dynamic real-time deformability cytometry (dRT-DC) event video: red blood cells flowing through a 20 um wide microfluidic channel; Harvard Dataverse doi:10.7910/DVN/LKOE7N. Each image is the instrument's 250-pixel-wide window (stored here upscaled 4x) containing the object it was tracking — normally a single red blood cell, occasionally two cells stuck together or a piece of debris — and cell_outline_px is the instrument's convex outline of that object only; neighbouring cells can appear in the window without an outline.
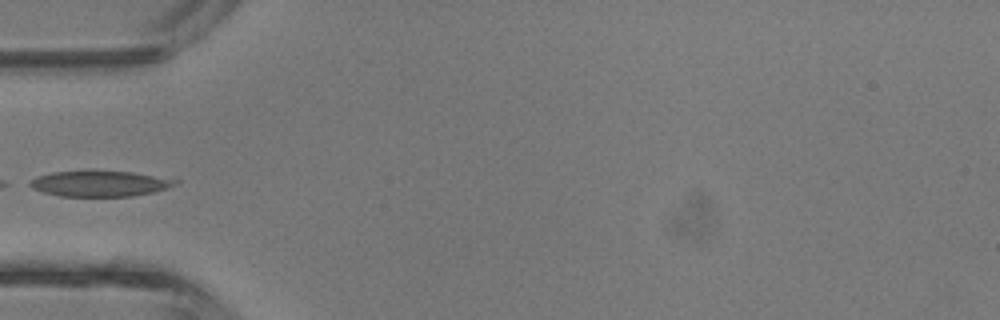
{"species": "common noctule bat (a hibernating species)", "species_latin": "Nyctalus noctula", "temperature_condition": "room temperature", "stored_images_in_passage": 23, "camera_frame_rate_fps": 3000, "um_per_image_px": 0.085, "animal": {"sex": "male", "body_mass_g": 13.3}, "frame": {"image": 1, "passage_image": 1, "time_ms": 0.0, "image_size_px": [1000, 320], "cell_outline_px": [[180, 184], [168, 188], [152, 192], [132, 196], [60, 196], [44, 192], [32, 188], [24, 184], [36, 176], [52, 172], [92, 168], [132, 172], [180, 180]], "centroid_in_image_um": [8.44, 15.56], "position_along_channel_um": 76.6, "area_um2": 22.72}}
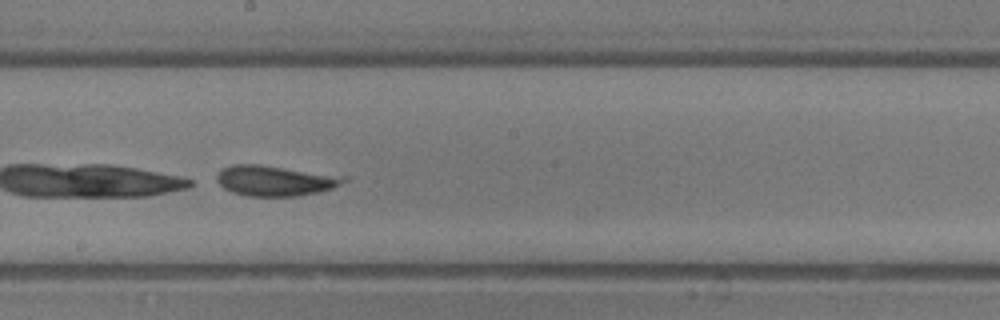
{"frame": {"image": 2, "passage_image": 10, "time_ms": 3.0, "image_size_px": [1000, 320], "cell_outline_px": [[348, 180], [332, 188], [320, 192], [296, 196], [248, 196], [232, 192], [224, 188], [216, 180], [216, 176], [220, 168], [232, 164], [260, 164], [348, 176]], "centroid_in_image_um": [23.38, 15.34], "position_along_channel_um": 224.8, "area_um2": 22.77}}
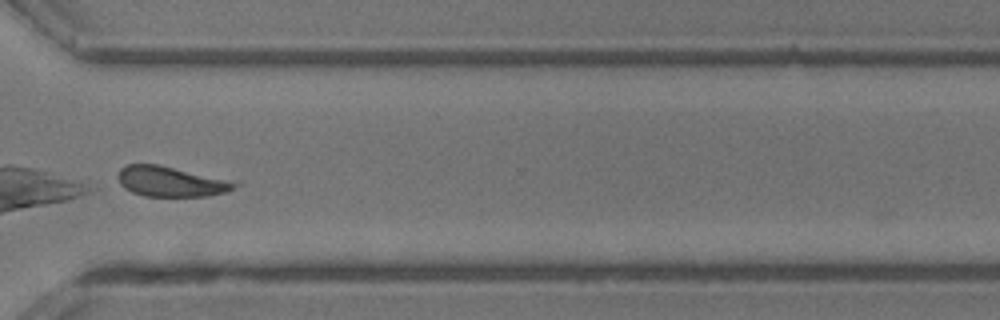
{"frame": {"image": 3, "passage_image": 18, "time_ms": 5.667, "image_size_px": [1000, 320], "cell_outline_px": [[244, 184], [228, 192], [208, 196], [144, 196], [132, 192], [116, 184], [116, 176], [120, 168], [128, 164], [156, 164], [240, 180]], "centroid_in_image_um": [14.63, 15.42], "position_along_channel_um": 356.0, "area_um2": 21.56}}